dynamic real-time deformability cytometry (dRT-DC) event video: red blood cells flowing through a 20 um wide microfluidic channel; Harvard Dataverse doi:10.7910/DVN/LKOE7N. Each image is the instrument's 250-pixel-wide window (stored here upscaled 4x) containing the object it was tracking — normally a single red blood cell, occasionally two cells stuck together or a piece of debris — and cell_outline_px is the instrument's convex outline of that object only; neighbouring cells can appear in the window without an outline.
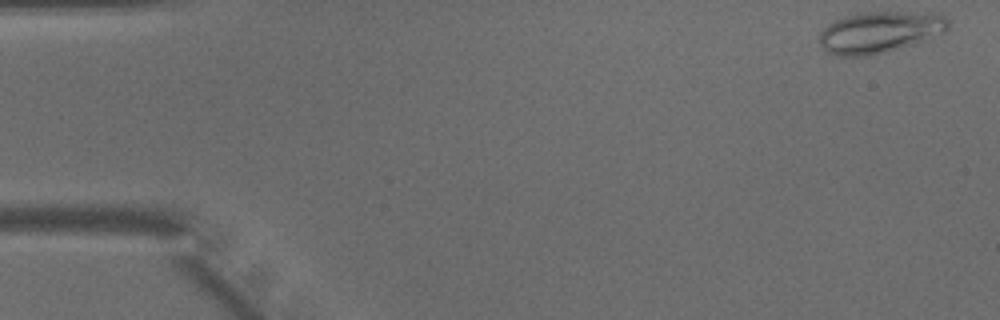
{"species": "common noctule bat (a hibernating species)", "species_latin": "Nyctalus noctula", "temperature_condition": "warm", "stored_images_in_passage": 45, "camera_frame_rate_fps": 3000, "um_per_image_px": 0.085, "animal": {"sex": "male", "body_mass_g": 15.6}, "frame": {"image": 1, "passage_image": 1, "time_ms": 0.0, "image_size_px": [1000, 320], "cell_outline_px": [[948, 28], [944, 32], [884, 52], [868, 56], [836, 56], [828, 52], [820, 44], [820, 32], [828, 24], [844, 16], [864, 12], [932, 12], [944, 16], [948, 20]], "centroid_in_image_um": [74.73, 2.71], "position_along_channel_um": 10.3, "area_um2": 30.58}}
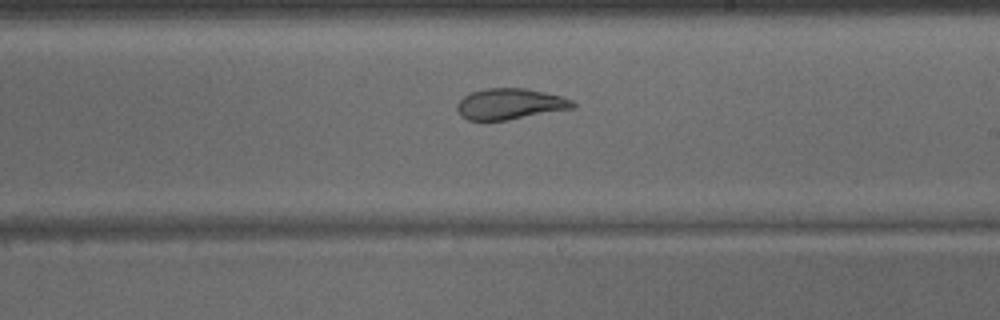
{"frame": {"image": 2, "passage_image": 26, "time_ms": 8.333, "image_size_px": [1000, 320], "cell_outline_px": [[576, 104], [572, 108], [508, 120], [468, 120], [460, 116], [456, 108], [456, 104], [464, 96], [472, 92], [484, 88], [524, 88], [544, 92], [560, 96], [572, 100]], "centroid_in_image_um": [43.3, 8.83], "position_along_channel_um": 245.7, "area_um2": 20.75}}
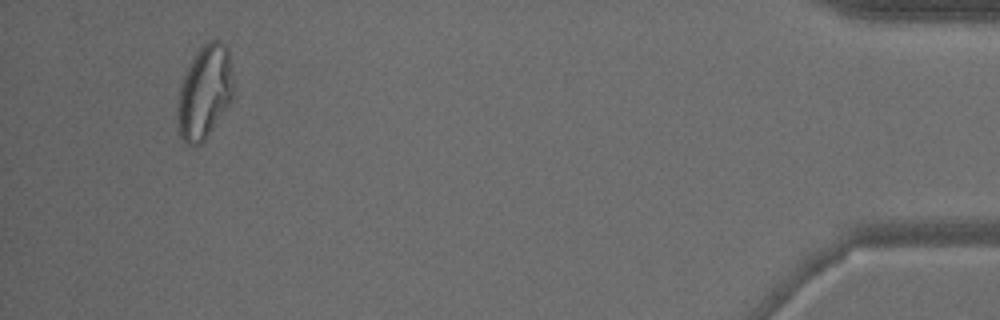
{"frame": {"image": 3, "passage_image": 43, "time_ms": 14.0, "image_size_px": [1000, 320], "cell_outline_px": [[236, 88], [232, 100], [204, 140], [200, 144], [188, 144], [180, 136], [176, 116], [176, 108], [180, 88], [184, 76], [196, 52], [208, 40], [216, 36], [228, 48]], "centroid_in_image_um": [17.43, 7.78], "position_along_channel_um": 417.8, "area_um2": 30.81}}